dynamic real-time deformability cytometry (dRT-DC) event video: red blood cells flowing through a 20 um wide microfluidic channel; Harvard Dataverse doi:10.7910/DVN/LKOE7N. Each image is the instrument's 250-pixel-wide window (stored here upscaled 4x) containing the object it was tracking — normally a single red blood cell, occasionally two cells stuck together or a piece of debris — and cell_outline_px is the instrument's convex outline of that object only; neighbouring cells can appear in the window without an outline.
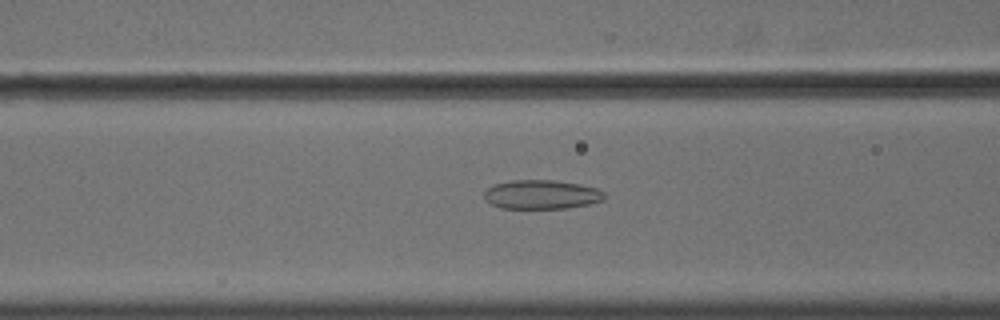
{"species": "common noctule bat (a hibernating species)", "species_latin": "Nyctalus noctula", "temperature_condition": "cold", "stored_images_in_passage": 57, "camera_frame_rate_fps": 3000, "um_per_image_px": 0.085, "animal": {"sex": "male", "body_mass_g": 18.8}, "frame": {"image": 1, "passage_image": 24, "time_ms": 7.667, "image_size_px": [1000, 320], "cell_outline_px": [[604, 200], [588, 204], [568, 208], [500, 208], [484, 200], [484, 192], [488, 188], [496, 184], [512, 180], [556, 180], [580, 184], [596, 188], [604, 192]], "centroid_in_image_um": [46.03, 16.53], "position_along_channel_um": 120.6, "area_um2": 20.35}}
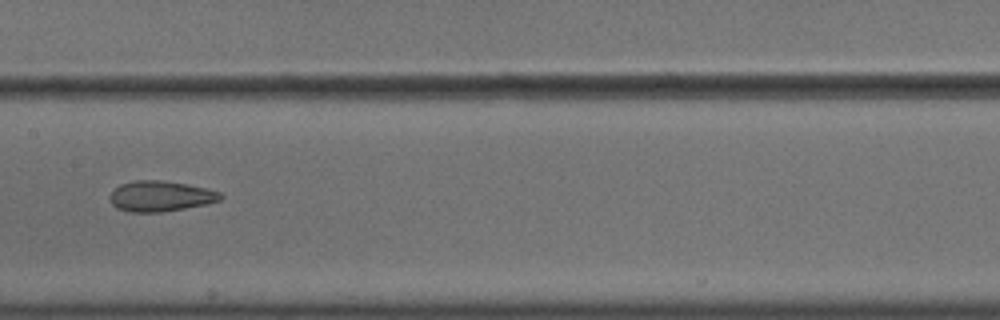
{"frame": {"image": 2, "passage_image": 30, "time_ms": 9.667, "image_size_px": [1000, 320], "cell_outline_px": [[224, 196], [220, 200], [204, 204], [184, 208], [160, 212], [128, 212], [116, 208], [112, 204], [108, 196], [120, 184], [136, 180], [160, 180], [188, 184], [220, 192]], "centroid_in_image_um": [13.61, 16.67], "position_along_channel_um": 193.8, "area_um2": 19.59}}
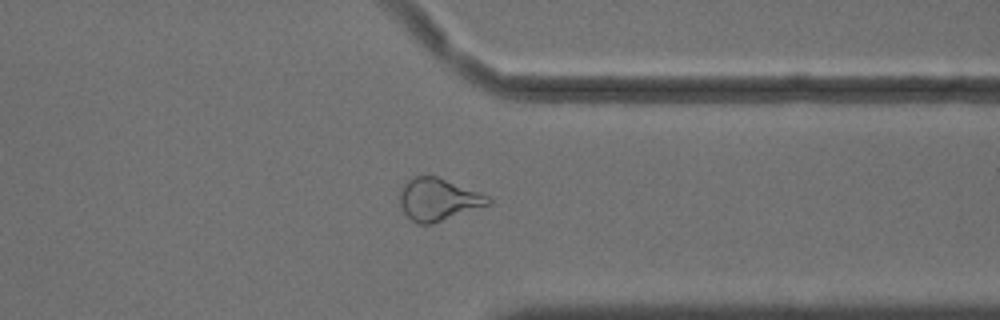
{"frame": {"image": 3, "passage_image": 45, "time_ms": 14.667, "image_size_px": [1000, 320], "cell_outline_px": [[492, 204], [432, 224], [420, 224], [412, 220], [404, 212], [400, 204], [400, 184], [416, 176], [436, 176], [480, 192], [488, 196], [492, 200]], "centroid_in_image_um": [37.25, 16.95], "position_along_channel_um": 374.1, "area_um2": 21.85}, "authors_computed_cell_mechanics": {"area_um2": 23.987, "velocity_mm_per_s": 3.6309, "shape_relaxation_time_tau1_ms": null, "shape_relaxation_time_tau2_ms": 2.3106, "deformation_change_tau1": null, "deformation_change_tau2": 0.0953}}